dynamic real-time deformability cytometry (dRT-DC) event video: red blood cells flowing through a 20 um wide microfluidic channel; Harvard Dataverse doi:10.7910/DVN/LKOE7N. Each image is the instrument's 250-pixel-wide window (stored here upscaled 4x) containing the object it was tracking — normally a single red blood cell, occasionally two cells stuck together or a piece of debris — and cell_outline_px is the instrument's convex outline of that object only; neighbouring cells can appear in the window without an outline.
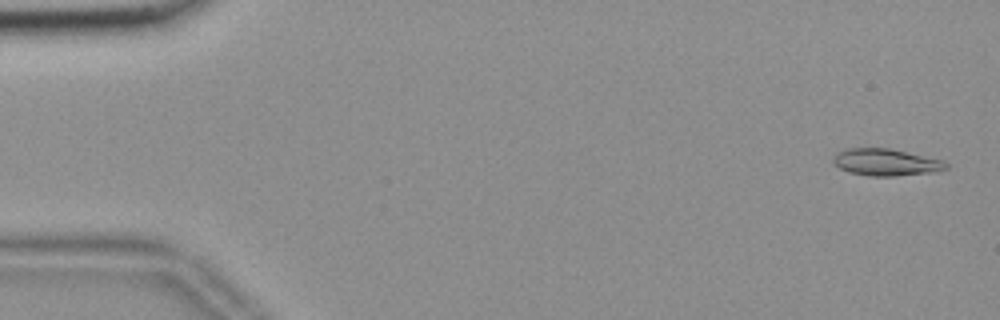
{"species": "common noctule bat (a hibernating species)", "species_latin": "Nyctalus noctula", "temperature_condition": "room temperature", "stored_images_in_passage": 56, "camera_frame_rate_fps": 3000, "um_per_image_px": 0.085, "animal": {"sex": "female", "body_mass_g": 18.4}, "frame": {"image": 1, "passage_image": 2, "time_ms": 0.333, "image_size_px": [1000, 320], "cell_outline_px": [[948, 168], [936, 172], [896, 176], [868, 176], [848, 172], [840, 168], [832, 160], [836, 152], [848, 148], [888, 148], [944, 160], [948, 164]], "centroid_in_image_um": [75.32, 13.8], "position_along_channel_um": 9.7, "area_um2": 17.8}}
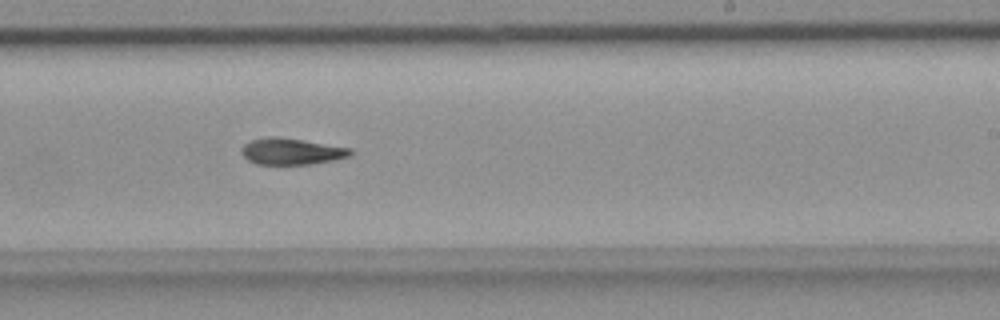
{"frame": {"image": 2, "passage_image": 34, "time_ms": 11.0, "image_size_px": [1000, 320], "cell_outline_px": [[352, 156], [312, 164], [256, 164], [248, 160], [240, 152], [244, 144], [252, 140], [276, 136], [352, 148]], "centroid_in_image_um": [24.79, 12.88], "position_along_channel_um": 264.2, "area_um2": 16.59}}
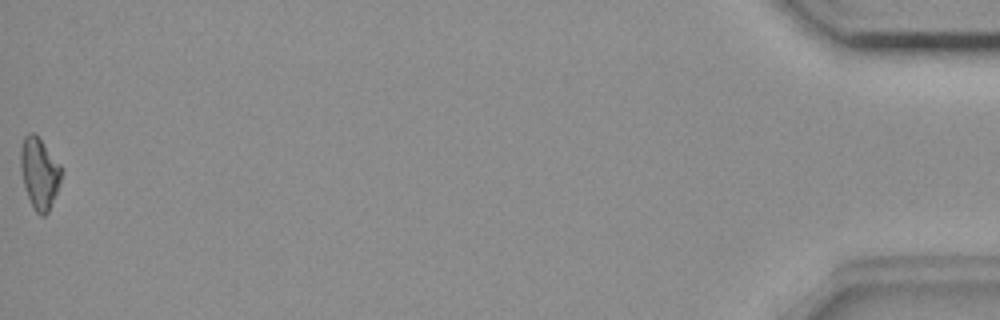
{"frame": {"image": 3, "passage_image": 56, "time_ms": 18.333, "image_size_px": [1000, 320], "cell_outline_px": [[64, 168], [60, 184], [48, 212], [44, 216], [40, 216], [36, 212], [28, 196], [24, 184], [20, 168], [20, 148], [24, 136], [28, 132], [32, 132], [40, 140]], "centroid_in_image_um": [3.36, 14.71], "position_along_channel_um": 431.8, "area_um2": 16.88}}